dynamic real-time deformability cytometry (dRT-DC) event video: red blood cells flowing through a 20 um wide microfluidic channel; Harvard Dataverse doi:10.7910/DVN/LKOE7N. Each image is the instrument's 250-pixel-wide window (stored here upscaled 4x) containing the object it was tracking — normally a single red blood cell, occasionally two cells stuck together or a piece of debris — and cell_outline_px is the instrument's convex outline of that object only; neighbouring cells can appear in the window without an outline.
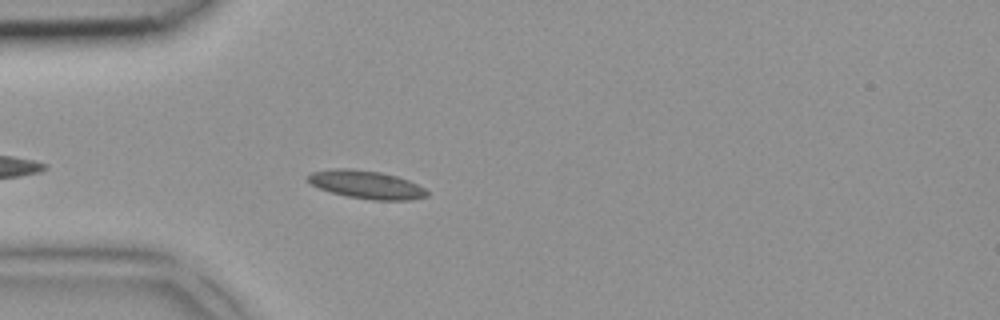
{"species": "common noctule bat (a hibernating species)", "species_latin": "Nyctalus noctula", "temperature_condition": "room temperature", "stored_images_in_passage": 4, "camera_frame_rate_fps": 3000, "um_per_image_px": 0.085, "animal": {"sex": "female", "body_mass_g": 18.4}, "frame": {"image": 1, "passage_image": 4, "time_ms": 1.0, "image_size_px": [1000, 320], "cell_outline_px": [[428, 196], [408, 200], [372, 200], [348, 196], [332, 192], [320, 188], [312, 184], [308, 180], [308, 176], [312, 172], [332, 168], [348, 168], [380, 172], [396, 176], [408, 180], [424, 188], [428, 192]], "centroid_in_image_um": [31.15, 15.69], "position_along_channel_um": 53.9, "area_um2": 19.25}}